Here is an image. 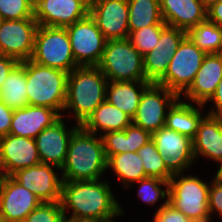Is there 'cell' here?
<instances>
[{"instance_id": "e0dca14e", "label": "cell", "mask_w": 222, "mask_h": 222, "mask_svg": "<svg viewBox=\"0 0 222 222\" xmlns=\"http://www.w3.org/2000/svg\"><path fill=\"white\" fill-rule=\"evenodd\" d=\"M40 163L35 139L11 134L0 137V172L2 176H11L20 169Z\"/></svg>"}, {"instance_id": "7c38bea8", "label": "cell", "mask_w": 222, "mask_h": 222, "mask_svg": "<svg viewBox=\"0 0 222 222\" xmlns=\"http://www.w3.org/2000/svg\"><path fill=\"white\" fill-rule=\"evenodd\" d=\"M152 140L173 175L185 173L197 162L193 154L192 140L187 136L164 126L152 133Z\"/></svg>"}, {"instance_id": "f6af8a7d", "label": "cell", "mask_w": 222, "mask_h": 222, "mask_svg": "<svg viewBox=\"0 0 222 222\" xmlns=\"http://www.w3.org/2000/svg\"><path fill=\"white\" fill-rule=\"evenodd\" d=\"M219 0H202L206 7L210 6L212 3L218 2Z\"/></svg>"}, {"instance_id": "8992f818", "label": "cell", "mask_w": 222, "mask_h": 222, "mask_svg": "<svg viewBox=\"0 0 222 222\" xmlns=\"http://www.w3.org/2000/svg\"><path fill=\"white\" fill-rule=\"evenodd\" d=\"M108 81L146 80L143 56L129 38L108 40L97 66Z\"/></svg>"}, {"instance_id": "681fc988", "label": "cell", "mask_w": 222, "mask_h": 222, "mask_svg": "<svg viewBox=\"0 0 222 222\" xmlns=\"http://www.w3.org/2000/svg\"><path fill=\"white\" fill-rule=\"evenodd\" d=\"M64 222H71V219H66Z\"/></svg>"}, {"instance_id": "9c48e42d", "label": "cell", "mask_w": 222, "mask_h": 222, "mask_svg": "<svg viewBox=\"0 0 222 222\" xmlns=\"http://www.w3.org/2000/svg\"><path fill=\"white\" fill-rule=\"evenodd\" d=\"M66 30L76 64L98 66L107 40L90 15L66 26Z\"/></svg>"}, {"instance_id": "7a4b0ae2", "label": "cell", "mask_w": 222, "mask_h": 222, "mask_svg": "<svg viewBox=\"0 0 222 222\" xmlns=\"http://www.w3.org/2000/svg\"><path fill=\"white\" fill-rule=\"evenodd\" d=\"M60 171L62 181L101 179L107 171L102 137L80 125L70 138L66 161Z\"/></svg>"}, {"instance_id": "7bdbcfd3", "label": "cell", "mask_w": 222, "mask_h": 222, "mask_svg": "<svg viewBox=\"0 0 222 222\" xmlns=\"http://www.w3.org/2000/svg\"><path fill=\"white\" fill-rule=\"evenodd\" d=\"M207 20L222 28V0L207 7Z\"/></svg>"}, {"instance_id": "30bf717a", "label": "cell", "mask_w": 222, "mask_h": 222, "mask_svg": "<svg viewBox=\"0 0 222 222\" xmlns=\"http://www.w3.org/2000/svg\"><path fill=\"white\" fill-rule=\"evenodd\" d=\"M180 97L156 83H151L142 93L132 123L151 134L165 126L168 110Z\"/></svg>"}, {"instance_id": "836d02e7", "label": "cell", "mask_w": 222, "mask_h": 222, "mask_svg": "<svg viewBox=\"0 0 222 222\" xmlns=\"http://www.w3.org/2000/svg\"><path fill=\"white\" fill-rule=\"evenodd\" d=\"M165 25H151L133 31L129 35L132 45L144 56L154 49L160 39L162 28Z\"/></svg>"}, {"instance_id": "ee69618b", "label": "cell", "mask_w": 222, "mask_h": 222, "mask_svg": "<svg viewBox=\"0 0 222 222\" xmlns=\"http://www.w3.org/2000/svg\"><path fill=\"white\" fill-rule=\"evenodd\" d=\"M219 167L218 168V171H216V174H215V178L222 182V162L218 165Z\"/></svg>"}, {"instance_id": "4fadbf2b", "label": "cell", "mask_w": 222, "mask_h": 222, "mask_svg": "<svg viewBox=\"0 0 222 222\" xmlns=\"http://www.w3.org/2000/svg\"><path fill=\"white\" fill-rule=\"evenodd\" d=\"M127 0H93L89 15L106 40L129 38Z\"/></svg>"}, {"instance_id": "2e32d148", "label": "cell", "mask_w": 222, "mask_h": 222, "mask_svg": "<svg viewBox=\"0 0 222 222\" xmlns=\"http://www.w3.org/2000/svg\"><path fill=\"white\" fill-rule=\"evenodd\" d=\"M89 15L85 0H37L34 19L41 26L66 27Z\"/></svg>"}, {"instance_id": "4316f807", "label": "cell", "mask_w": 222, "mask_h": 222, "mask_svg": "<svg viewBox=\"0 0 222 222\" xmlns=\"http://www.w3.org/2000/svg\"><path fill=\"white\" fill-rule=\"evenodd\" d=\"M26 84V61H22L12 69L3 82L0 88V100L12 110L29 105Z\"/></svg>"}, {"instance_id": "f1b7e54d", "label": "cell", "mask_w": 222, "mask_h": 222, "mask_svg": "<svg viewBox=\"0 0 222 222\" xmlns=\"http://www.w3.org/2000/svg\"><path fill=\"white\" fill-rule=\"evenodd\" d=\"M129 33L151 25H166L159 0H127Z\"/></svg>"}, {"instance_id": "ba28073f", "label": "cell", "mask_w": 222, "mask_h": 222, "mask_svg": "<svg viewBox=\"0 0 222 222\" xmlns=\"http://www.w3.org/2000/svg\"><path fill=\"white\" fill-rule=\"evenodd\" d=\"M206 55L186 36L172 56L164 77L157 84L180 97L192 84Z\"/></svg>"}, {"instance_id": "c3c4849f", "label": "cell", "mask_w": 222, "mask_h": 222, "mask_svg": "<svg viewBox=\"0 0 222 222\" xmlns=\"http://www.w3.org/2000/svg\"><path fill=\"white\" fill-rule=\"evenodd\" d=\"M89 5L93 0H85Z\"/></svg>"}, {"instance_id": "7402d4cb", "label": "cell", "mask_w": 222, "mask_h": 222, "mask_svg": "<svg viewBox=\"0 0 222 222\" xmlns=\"http://www.w3.org/2000/svg\"><path fill=\"white\" fill-rule=\"evenodd\" d=\"M195 161L203 156L220 164L222 162V117L207 115L199 123L192 140Z\"/></svg>"}, {"instance_id": "5b68a950", "label": "cell", "mask_w": 222, "mask_h": 222, "mask_svg": "<svg viewBox=\"0 0 222 222\" xmlns=\"http://www.w3.org/2000/svg\"><path fill=\"white\" fill-rule=\"evenodd\" d=\"M209 190L210 183L196 175L174 174L169 180L168 204L192 222H211Z\"/></svg>"}, {"instance_id": "e575fe53", "label": "cell", "mask_w": 222, "mask_h": 222, "mask_svg": "<svg viewBox=\"0 0 222 222\" xmlns=\"http://www.w3.org/2000/svg\"><path fill=\"white\" fill-rule=\"evenodd\" d=\"M34 18V3L31 0H0V20Z\"/></svg>"}, {"instance_id": "f35d334b", "label": "cell", "mask_w": 222, "mask_h": 222, "mask_svg": "<svg viewBox=\"0 0 222 222\" xmlns=\"http://www.w3.org/2000/svg\"><path fill=\"white\" fill-rule=\"evenodd\" d=\"M210 182L208 207L210 212V219L212 216L218 214L222 217V182L218 181L215 177ZM214 213V214H213Z\"/></svg>"}, {"instance_id": "b9f144b4", "label": "cell", "mask_w": 222, "mask_h": 222, "mask_svg": "<svg viewBox=\"0 0 222 222\" xmlns=\"http://www.w3.org/2000/svg\"><path fill=\"white\" fill-rule=\"evenodd\" d=\"M207 102H213L214 104L213 108H210V111L207 113V115L222 117V79L216 87L215 93Z\"/></svg>"}, {"instance_id": "d590c367", "label": "cell", "mask_w": 222, "mask_h": 222, "mask_svg": "<svg viewBox=\"0 0 222 222\" xmlns=\"http://www.w3.org/2000/svg\"><path fill=\"white\" fill-rule=\"evenodd\" d=\"M65 220L60 202H42L23 222H64Z\"/></svg>"}, {"instance_id": "277c9868", "label": "cell", "mask_w": 222, "mask_h": 222, "mask_svg": "<svg viewBox=\"0 0 222 222\" xmlns=\"http://www.w3.org/2000/svg\"><path fill=\"white\" fill-rule=\"evenodd\" d=\"M68 72L26 61L28 104L56 110L64 116ZM62 111V112H61Z\"/></svg>"}, {"instance_id": "d6986e66", "label": "cell", "mask_w": 222, "mask_h": 222, "mask_svg": "<svg viewBox=\"0 0 222 222\" xmlns=\"http://www.w3.org/2000/svg\"><path fill=\"white\" fill-rule=\"evenodd\" d=\"M222 79V53L207 54L189 88L180 96L193 103L207 106ZM184 96V97H183Z\"/></svg>"}, {"instance_id": "f546056e", "label": "cell", "mask_w": 222, "mask_h": 222, "mask_svg": "<svg viewBox=\"0 0 222 222\" xmlns=\"http://www.w3.org/2000/svg\"><path fill=\"white\" fill-rule=\"evenodd\" d=\"M190 40L206 54L222 53V28L208 20L187 31Z\"/></svg>"}, {"instance_id": "d4e9b609", "label": "cell", "mask_w": 222, "mask_h": 222, "mask_svg": "<svg viewBox=\"0 0 222 222\" xmlns=\"http://www.w3.org/2000/svg\"><path fill=\"white\" fill-rule=\"evenodd\" d=\"M104 152L106 159L111 155L125 152H137L149 140L152 134L131 123L122 131H111L103 134Z\"/></svg>"}, {"instance_id": "9a60e30c", "label": "cell", "mask_w": 222, "mask_h": 222, "mask_svg": "<svg viewBox=\"0 0 222 222\" xmlns=\"http://www.w3.org/2000/svg\"><path fill=\"white\" fill-rule=\"evenodd\" d=\"M41 200L11 176L0 181V218L2 222H23Z\"/></svg>"}, {"instance_id": "8fae6325", "label": "cell", "mask_w": 222, "mask_h": 222, "mask_svg": "<svg viewBox=\"0 0 222 222\" xmlns=\"http://www.w3.org/2000/svg\"><path fill=\"white\" fill-rule=\"evenodd\" d=\"M38 22L34 18L0 20V55L30 60L34 52Z\"/></svg>"}, {"instance_id": "44dd1931", "label": "cell", "mask_w": 222, "mask_h": 222, "mask_svg": "<svg viewBox=\"0 0 222 222\" xmlns=\"http://www.w3.org/2000/svg\"><path fill=\"white\" fill-rule=\"evenodd\" d=\"M163 21L186 32L207 20V7L202 0H159Z\"/></svg>"}, {"instance_id": "3957f363", "label": "cell", "mask_w": 222, "mask_h": 222, "mask_svg": "<svg viewBox=\"0 0 222 222\" xmlns=\"http://www.w3.org/2000/svg\"><path fill=\"white\" fill-rule=\"evenodd\" d=\"M107 84L97 66L77 67L68 74L64 111L73 113L74 123L82 125L106 100Z\"/></svg>"}, {"instance_id": "83f0119b", "label": "cell", "mask_w": 222, "mask_h": 222, "mask_svg": "<svg viewBox=\"0 0 222 222\" xmlns=\"http://www.w3.org/2000/svg\"><path fill=\"white\" fill-rule=\"evenodd\" d=\"M107 169L113 171L126 190L132 188V183L147 178L142 159L137 152L111 155L107 159Z\"/></svg>"}, {"instance_id": "60d3db41", "label": "cell", "mask_w": 222, "mask_h": 222, "mask_svg": "<svg viewBox=\"0 0 222 222\" xmlns=\"http://www.w3.org/2000/svg\"><path fill=\"white\" fill-rule=\"evenodd\" d=\"M19 63V61L13 57L0 55V88L3 82L6 80L12 69Z\"/></svg>"}, {"instance_id": "1f68e13d", "label": "cell", "mask_w": 222, "mask_h": 222, "mask_svg": "<svg viewBox=\"0 0 222 222\" xmlns=\"http://www.w3.org/2000/svg\"><path fill=\"white\" fill-rule=\"evenodd\" d=\"M139 185L137 196L145 204L155 205L158 201L169 199V181L156 177H147L135 182ZM165 187L164 190L162 187Z\"/></svg>"}, {"instance_id": "cb8c5ba5", "label": "cell", "mask_w": 222, "mask_h": 222, "mask_svg": "<svg viewBox=\"0 0 222 222\" xmlns=\"http://www.w3.org/2000/svg\"><path fill=\"white\" fill-rule=\"evenodd\" d=\"M151 83L142 81H108L106 101L119 108L131 119L136 114L144 90Z\"/></svg>"}, {"instance_id": "ab89813d", "label": "cell", "mask_w": 222, "mask_h": 222, "mask_svg": "<svg viewBox=\"0 0 222 222\" xmlns=\"http://www.w3.org/2000/svg\"><path fill=\"white\" fill-rule=\"evenodd\" d=\"M13 112L14 110H12L10 107H7L0 100V137L9 134Z\"/></svg>"}, {"instance_id": "74e56055", "label": "cell", "mask_w": 222, "mask_h": 222, "mask_svg": "<svg viewBox=\"0 0 222 222\" xmlns=\"http://www.w3.org/2000/svg\"><path fill=\"white\" fill-rule=\"evenodd\" d=\"M153 222H192L186 215L182 212L175 210L168 200L163 201V203L158 207L156 213H154Z\"/></svg>"}, {"instance_id": "6da1fadb", "label": "cell", "mask_w": 222, "mask_h": 222, "mask_svg": "<svg viewBox=\"0 0 222 222\" xmlns=\"http://www.w3.org/2000/svg\"><path fill=\"white\" fill-rule=\"evenodd\" d=\"M108 182L62 181L60 203L66 219L103 221L124 215ZM69 209L72 214L68 217Z\"/></svg>"}, {"instance_id": "d6a6232c", "label": "cell", "mask_w": 222, "mask_h": 222, "mask_svg": "<svg viewBox=\"0 0 222 222\" xmlns=\"http://www.w3.org/2000/svg\"><path fill=\"white\" fill-rule=\"evenodd\" d=\"M172 59L169 53L154 52V49L143 56V67L146 81L158 83L165 75Z\"/></svg>"}, {"instance_id": "7dc6e473", "label": "cell", "mask_w": 222, "mask_h": 222, "mask_svg": "<svg viewBox=\"0 0 222 222\" xmlns=\"http://www.w3.org/2000/svg\"><path fill=\"white\" fill-rule=\"evenodd\" d=\"M114 218H118V217L116 216V217H113V218H110L107 220H103V221L97 220V222H114Z\"/></svg>"}, {"instance_id": "4dcf8cb0", "label": "cell", "mask_w": 222, "mask_h": 222, "mask_svg": "<svg viewBox=\"0 0 222 222\" xmlns=\"http://www.w3.org/2000/svg\"><path fill=\"white\" fill-rule=\"evenodd\" d=\"M142 159L143 167L147 177H156L169 181L173 174L167 169L164 158L158 152L155 142L151 139L138 151Z\"/></svg>"}, {"instance_id": "484cf974", "label": "cell", "mask_w": 222, "mask_h": 222, "mask_svg": "<svg viewBox=\"0 0 222 222\" xmlns=\"http://www.w3.org/2000/svg\"><path fill=\"white\" fill-rule=\"evenodd\" d=\"M132 123V119L108 101L101 103L81 125L85 130L100 136L111 131H122Z\"/></svg>"}, {"instance_id": "bcb514c9", "label": "cell", "mask_w": 222, "mask_h": 222, "mask_svg": "<svg viewBox=\"0 0 222 222\" xmlns=\"http://www.w3.org/2000/svg\"><path fill=\"white\" fill-rule=\"evenodd\" d=\"M71 222H97V220H76V219H71Z\"/></svg>"}, {"instance_id": "603a6c76", "label": "cell", "mask_w": 222, "mask_h": 222, "mask_svg": "<svg viewBox=\"0 0 222 222\" xmlns=\"http://www.w3.org/2000/svg\"><path fill=\"white\" fill-rule=\"evenodd\" d=\"M200 108L204 109L205 106L197 103L194 105V103L186 102L179 98L167 112L165 127L193 140L199 123L206 116L205 114L203 115V111Z\"/></svg>"}, {"instance_id": "8d00e7d4", "label": "cell", "mask_w": 222, "mask_h": 222, "mask_svg": "<svg viewBox=\"0 0 222 222\" xmlns=\"http://www.w3.org/2000/svg\"><path fill=\"white\" fill-rule=\"evenodd\" d=\"M186 36L185 30L165 25L162 28L160 39L154 47V52L169 53L173 56Z\"/></svg>"}, {"instance_id": "ffe728a7", "label": "cell", "mask_w": 222, "mask_h": 222, "mask_svg": "<svg viewBox=\"0 0 222 222\" xmlns=\"http://www.w3.org/2000/svg\"><path fill=\"white\" fill-rule=\"evenodd\" d=\"M61 117L52 108L27 105L14 110L9 134L35 139L43 129L52 126Z\"/></svg>"}, {"instance_id": "5bb4252c", "label": "cell", "mask_w": 222, "mask_h": 222, "mask_svg": "<svg viewBox=\"0 0 222 222\" xmlns=\"http://www.w3.org/2000/svg\"><path fill=\"white\" fill-rule=\"evenodd\" d=\"M56 166L40 163L13 173L11 177L26 189L30 190L41 202H60L62 177H59Z\"/></svg>"}, {"instance_id": "52a82bcc", "label": "cell", "mask_w": 222, "mask_h": 222, "mask_svg": "<svg viewBox=\"0 0 222 222\" xmlns=\"http://www.w3.org/2000/svg\"><path fill=\"white\" fill-rule=\"evenodd\" d=\"M31 60L70 73L79 67L74 59L66 27L39 25Z\"/></svg>"}, {"instance_id": "ac0fdd59", "label": "cell", "mask_w": 222, "mask_h": 222, "mask_svg": "<svg viewBox=\"0 0 222 222\" xmlns=\"http://www.w3.org/2000/svg\"><path fill=\"white\" fill-rule=\"evenodd\" d=\"M62 116L52 126L43 129L35 138L38 156L41 163L63 167L68 151L70 138L74 131L80 126L75 123L72 128L67 129Z\"/></svg>"}]
</instances>
